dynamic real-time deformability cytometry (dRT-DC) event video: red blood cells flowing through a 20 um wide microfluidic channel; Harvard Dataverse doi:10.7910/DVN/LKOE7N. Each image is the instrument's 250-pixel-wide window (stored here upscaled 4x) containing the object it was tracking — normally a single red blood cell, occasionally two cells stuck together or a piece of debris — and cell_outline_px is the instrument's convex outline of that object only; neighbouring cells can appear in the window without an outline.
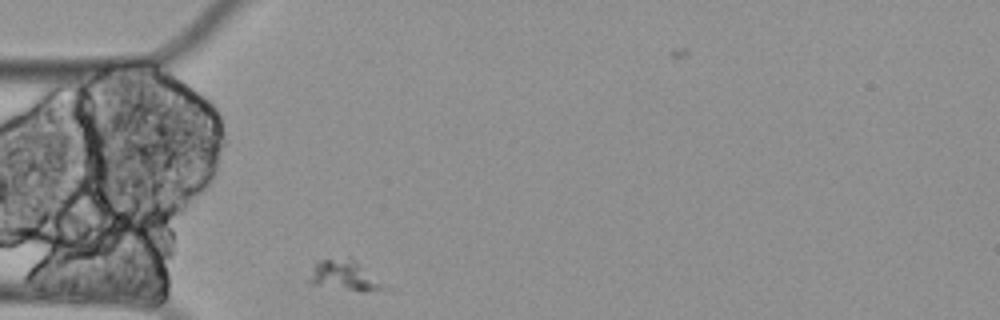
{"species": "Egyptian fruit bat (a non-hibernating species)", "species_latin": "Rousettus aegyptiacus", "temperature_condition": "cold", "stored_images_in_passage": 35, "camera_frame_rate_fps": 3000, "um_per_image_px": 0.085, "animal": {"sex": "female"}, "frame": {"image": 1, "passage_image": 1, "time_ms": 0.0, "image_size_px": [1000, 320], "cell_outline_px": [[396, 292], [364, 292], [312, 284], [308, 280], [316, 264], [320, 260], [348, 256], [352, 256], [392, 288]], "centroid_in_image_um": [29.52, 23.45], "position_along_channel_um": 55.5, "area_um2": 13.99}}
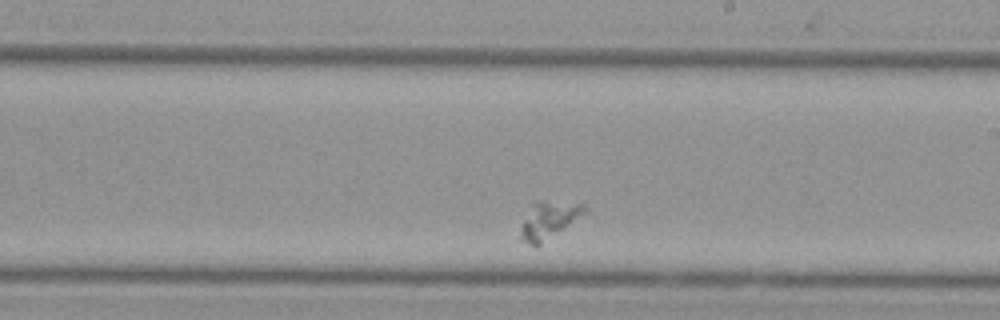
{"frame": {"image": 2, "passage_image": 20, "time_ms": 6.333, "image_size_px": [1000, 320], "cell_outline_px": [[584, 212], [536, 248], [520, 240], [520, 224], [532, 204], [536, 200], [544, 200], [584, 204]], "centroid_in_image_um": [46.52, 18.72], "position_along_channel_um": 242.5, "area_um2": 13.64}}
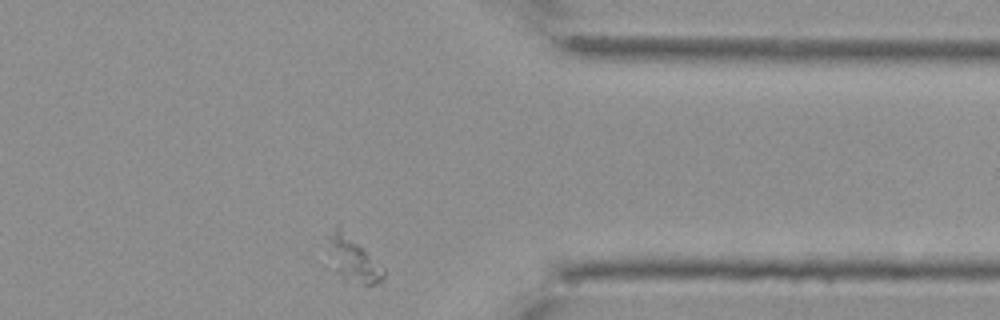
{"frame": {"image": 3, "passage_image": 35, "time_ms": 11.333, "image_size_px": [1000, 320], "cell_outline_px": [[384, 284], [364, 284], [344, 280], [340, 272], [328, 236], [336, 224], [364, 248], [384, 268]], "centroid_in_image_um": [30.16, 22.07], "position_along_channel_um": 381.2, "area_um2": 13.47}}